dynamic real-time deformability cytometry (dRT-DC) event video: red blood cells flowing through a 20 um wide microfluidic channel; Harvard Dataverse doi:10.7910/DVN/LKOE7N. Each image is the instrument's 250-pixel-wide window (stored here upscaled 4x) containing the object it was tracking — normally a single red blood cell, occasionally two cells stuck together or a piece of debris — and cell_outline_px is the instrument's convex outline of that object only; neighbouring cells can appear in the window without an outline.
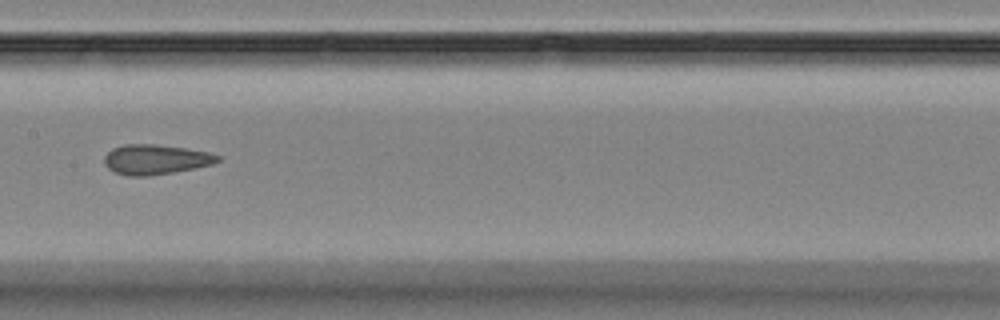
{"species": "Egyptian fruit bat (a non-hibernating species)", "species_latin": "Rousettus aegyptiacus", "temperature_condition": "room temperature", "stored_images_in_passage": 9, "camera_frame_rate_fps": 3000, "um_per_image_px": 0.085, "animal": {"sex": "female"}, "frame": {"image": 1, "passage_image": 8, "time_ms": 8.0, "image_size_px": [1000, 320], "cell_outline_px": [[220, 160], [212, 164], [172, 172], [144, 176], [128, 176], [116, 172], [108, 168], [104, 164], [104, 156], [112, 148], [124, 144], [156, 144], [184, 148], [208, 152], [220, 156]], "centroid_in_image_um": [13.19, 13.54], "position_along_channel_um": 194.2, "area_um2": 19.54}}
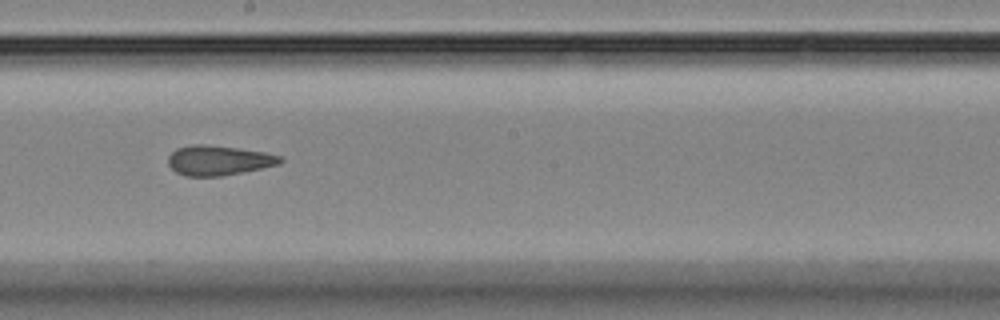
{"frame": {"image": 2, "passage_image": 9, "time_ms": 9.0, "image_size_px": [1000, 320], "cell_outline_px": [[284, 160], [280, 164], [220, 176], [184, 176], [176, 172], [168, 164], [168, 156], [176, 148], [192, 144], [204, 144], [236, 148], [264, 152], [280, 156]], "centroid_in_image_um": [18.54, 13.62], "position_along_channel_um": 229.7, "area_um2": 19.31}}